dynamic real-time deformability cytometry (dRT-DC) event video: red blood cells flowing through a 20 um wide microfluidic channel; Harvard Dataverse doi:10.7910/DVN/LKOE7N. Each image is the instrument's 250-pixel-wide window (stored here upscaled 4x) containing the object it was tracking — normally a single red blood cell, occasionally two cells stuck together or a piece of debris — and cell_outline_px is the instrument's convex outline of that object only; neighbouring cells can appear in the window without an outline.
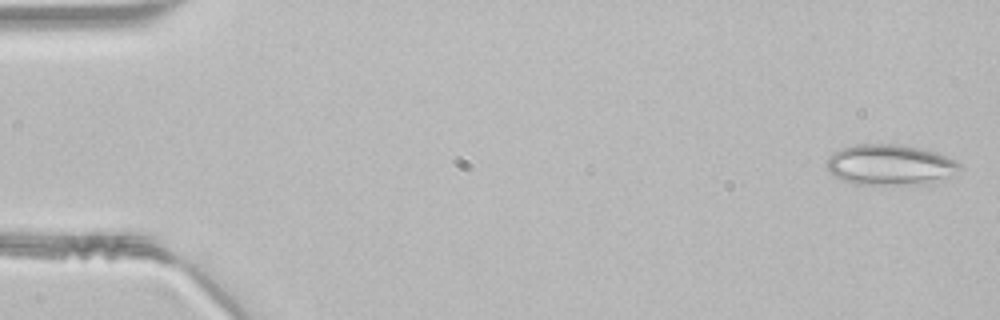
{"species": "common noctule bat (a hibernating species)", "species_latin": "Nyctalus noctula", "temperature_condition": "room temperature", "stored_images_in_passage": 46, "camera_frame_rate_fps": 3000, "um_per_image_px": 0.085, "animal": {"sex": "male", "body_mass_g": 21.5, "forearm_length_mm": 52.0}, "frame": {"image": 1, "passage_image": 1, "time_ms": 0.0, "image_size_px": [1000, 320], "cell_outline_px": [[964, 168], [932, 184], [856, 184], [844, 180], [828, 172], [824, 160], [832, 152], [840, 148], [856, 144], [896, 144], [920, 148], [936, 152], [956, 160]], "centroid_in_image_um": [75.63, 14.0], "position_along_channel_um": 9.4, "area_um2": 31.79}}
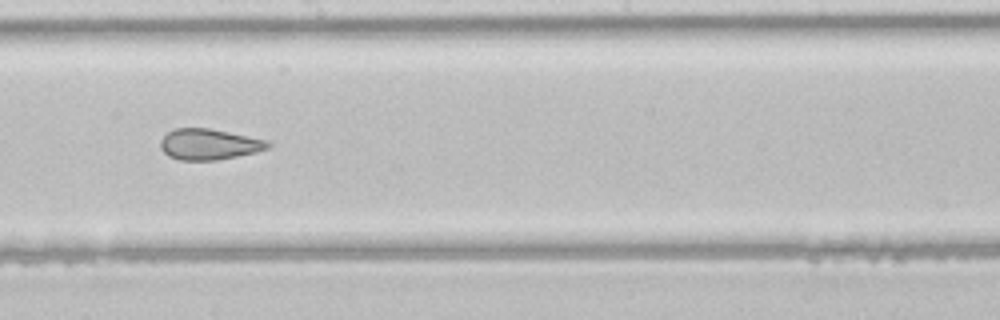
{"frame": {"image": 2, "passage_image": 26, "time_ms": 8.333, "image_size_px": [1000, 320], "cell_outline_px": [[272, 144], [268, 148], [256, 152], [216, 160], [180, 160], [168, 156], [160, 148], [160, 140], [168, 132], [176, 128], [208, 128], [228, 132], [264, 140]], "centroid_in_image_um": [17.72, 12.27], "position_along_channel_um": 230.5, "area_um2": 19.07}}
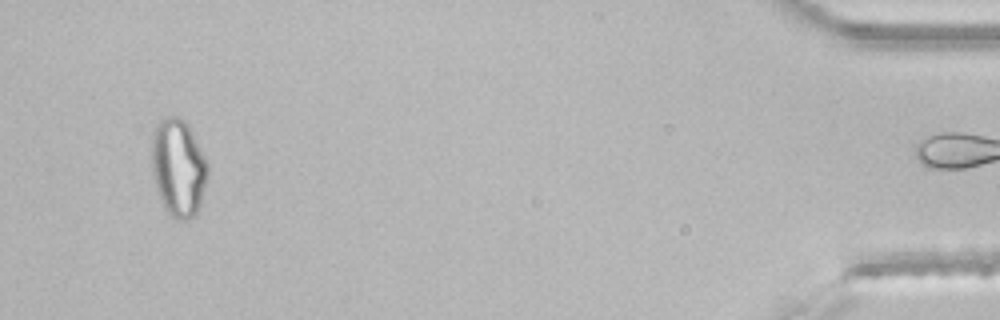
{"frame": {"image": 3, "passage_image": 45, "time_ms": 14.667, "image_size_px": [1000, 320], "cell_outline_px": [[208, 172], [200, 204], [196, 216], [188, 220], [180, 220], [172, 216], [168, 212], [160, 200], [156, 188], [152, 172], [152, 132], [156, 124], [164, 116], [176, 116], [184, 120], [188, 124], [208, 164]], "centroid_in_image_um": [15.14, 14.24], "position_along_channel_um": 420.1, "area_um2": 31.91}}